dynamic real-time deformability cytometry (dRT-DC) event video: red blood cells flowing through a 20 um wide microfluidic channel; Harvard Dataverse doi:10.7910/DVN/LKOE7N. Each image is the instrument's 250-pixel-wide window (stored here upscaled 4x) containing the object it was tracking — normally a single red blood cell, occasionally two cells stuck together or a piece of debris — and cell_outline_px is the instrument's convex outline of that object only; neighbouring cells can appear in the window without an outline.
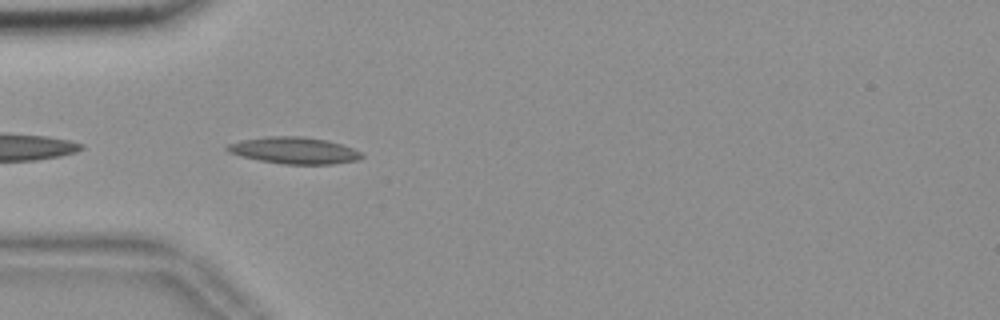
{"species": "common noctule bat (a hibernating species)", "species_latin": "Nyctalus noctula", "temperature_condition": "room temperature", "stored_images_in_passage": 5, "camera_frame_rate_fps": 3000, "um_per_image_px": 0.085, "animal": {"sex": "female", "body_mass_g": 18.4}, "frame": {"image": 1, "passage_image": 2, "time_ms": 0.333, "image_size_px": [1000, 320], "cell_outline_px": [[364, 156], [360, 160], [332, 164], [284, 164], [260, 160], [240, 156], [228, 152], [224, 148], [228, 144], [240, 140], [268, 136], [304, 136], [328, 140], [352, 148], [360, 152]], "centroid_in_image_um": [25.0, 12.78], "position_along_channel_um": 60.0, "area_um2": 20.98}}